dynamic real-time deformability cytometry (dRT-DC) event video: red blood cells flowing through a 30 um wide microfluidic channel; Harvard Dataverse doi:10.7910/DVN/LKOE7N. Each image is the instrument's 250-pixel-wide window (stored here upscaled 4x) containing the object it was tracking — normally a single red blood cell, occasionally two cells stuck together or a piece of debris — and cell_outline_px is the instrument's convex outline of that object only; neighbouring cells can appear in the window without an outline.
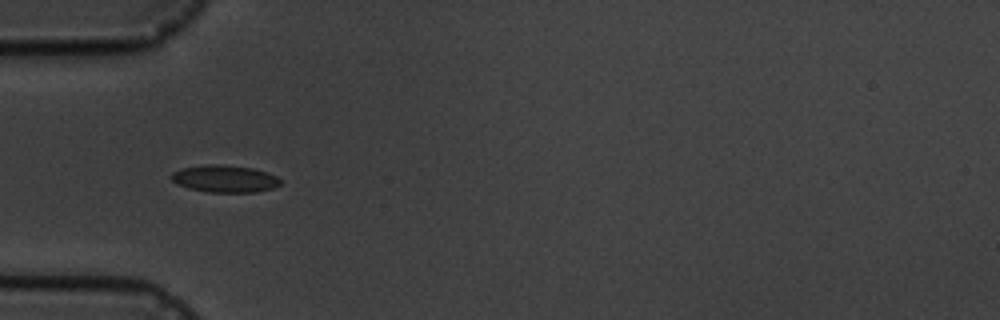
{"species": "common noctule bat (a hibernating species)", "species_latin": "Nyctalus noctula", "temperature_condition": "cold", "stored_images_in_passage": 5, "camera_frame_rate_fps": 3000, "um_per_image_px": 0.085, "animal": {"sex": "male", "body_mass_g": 19.5, "forearm_length_mm": 54.6}, "frame": {"image": 1, "passage_image": 4, "time_ms": 4.667, "image_size_px": [1000, 320], "cell_outline_px": [[284, 180], [280, 184], [272, 188], [256, 192], [208, 192], [188, 188], [176, 184], [172, 180], [172, 172], [180, 168], [204, 164], [220, 164], [252, 168], [276, 176]], "centroid_in_image_um": [19.08, 15.19], "position_along_channel_um": 65.9, "area_um2": 17.34}}
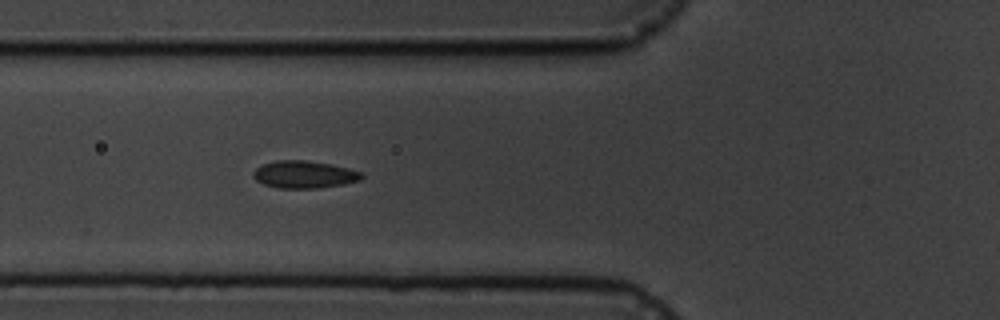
{"frame": {"image": 2, "passage_image": 5, "time_ms": 5.667, "image_size_px": [1000, 320], "cell_outline_px": [[364, 176], [360, 180], [344, 184], [316, 188], [276, 188], [264, 184], [256, 180], [252, 176], [252, 172], [256, 168], [264, 164], [276, 160], [304, 160], [332, 164], [364, 172]], "centroid_in_image_um": [25.87, 14.83], "position_along_channel_um": 99.9, "area_um2": 17.4}}